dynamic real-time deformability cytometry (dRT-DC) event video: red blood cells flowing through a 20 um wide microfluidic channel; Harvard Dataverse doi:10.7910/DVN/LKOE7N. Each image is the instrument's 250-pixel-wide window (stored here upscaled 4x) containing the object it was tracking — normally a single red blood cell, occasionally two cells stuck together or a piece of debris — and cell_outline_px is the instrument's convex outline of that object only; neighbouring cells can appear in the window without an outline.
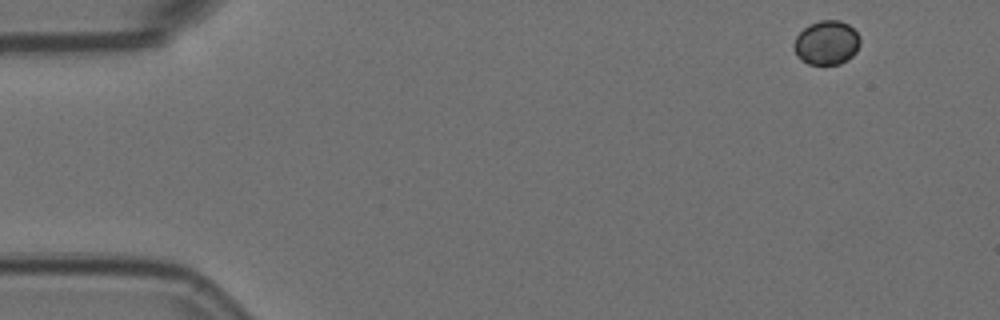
{"species": "Egyptian fruit bat (a non-hibernating species)", "species_latin": "Rousettus aegyptiacus", "temperature_condition": "room temperature", "stored_images_in_passage": 5, "camera_frame_rate_fps": 3000, "um_per_image_px": 0.085, "animal": {"sex": "female"}, "frame": {"image": 1, "passage_image": 1, "time_ms": 0.0, "image_size_px": [1000, 320], "cell_outline_px": [[860, 44], [856, 52], [848, 60], [840, 64], [808, 64], [800, 60], [796, 56], [792, 48], [792, 44], [796, 36], [808, 24], [820, 20], [840, 20], [848, 24], [860, 36]], "centroid_in_image_um": [70.23, 3.63], "position_along_channel_um": 14.8, "area_um2": 17.34}}
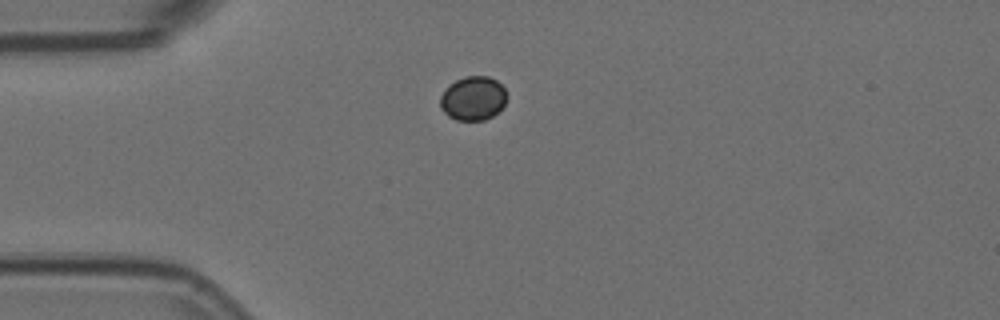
{"frame": {"image": 2, "passage_image": 3, "time_ms": 0.667, "image_size_px": [1000, 320], "cell_outline_px": [[508, 96], [504, 104], [492, 116], [484, 120], [456, 120], [448, 116], [440, 108], [440, 96], [448, 84], [464, 76], [488, 76], [496, 80], [504, 88]], "centroid_in_image_um": [40.19, 8.35], "position_along_channel_um": 44.8, "area_um2": 17.17}}
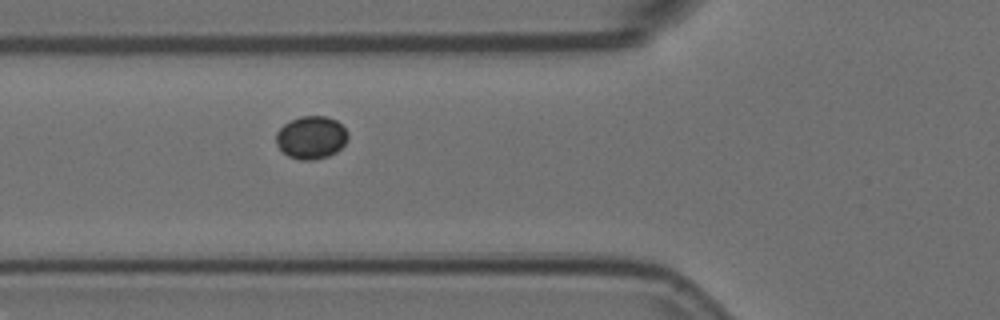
{"frame": {"image": 3, "passage_image": 5, "time_ms": 1.333, "image_size_px": [1000, 320], "cell_outline_px": [[348, 136], [344, 144], [336, 152], [328, 156], [312, 160], [304, 160], [288, 156], [276, 144], [276, 132], [284, 124], [300, 116], [328, 116], [336, 120], [348, 132]], "centroid_in_image_um": [26.45, 11.67], "position_along_channel_um": 99.3, "area_um2": 17.8}}